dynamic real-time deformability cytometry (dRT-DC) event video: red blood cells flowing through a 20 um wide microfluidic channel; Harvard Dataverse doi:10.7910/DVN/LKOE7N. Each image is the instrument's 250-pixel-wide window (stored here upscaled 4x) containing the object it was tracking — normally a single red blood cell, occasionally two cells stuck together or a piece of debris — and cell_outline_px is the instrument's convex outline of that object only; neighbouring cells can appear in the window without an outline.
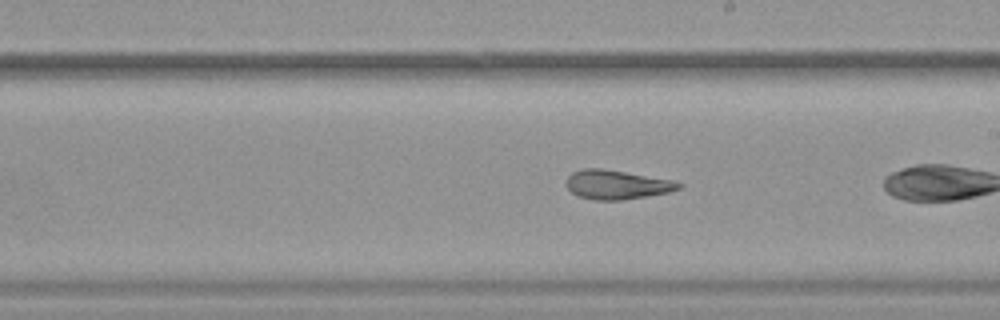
{"species": "common noctule bat (a hibernating species)", "species_latin": "Nyctalus noctula", "temperature_condition": "warm", "stored_images_in_passage": 13, "camera_frame_rate_fps": 3000, "um_per_image_px": 0.085, "animal": {"sex": "female", "body_mass_g": 19.9}, "frame": {"image": 1, "passage_image": 10, "time_ms": 3.0, "image_size_px": [1000, 320], "cell_outline_px": [[684, 184], [680, 188], [668, 192], [620, 200], [596, 200], [576, 196], [564, 184], [564, 180], [572, 172], [584, 168], [604, 168], [676, 180]], "centroid_in_image_um": [52.41, 15.67], "position_along_channel_um": 236.6, "area_um2": 19.36}}